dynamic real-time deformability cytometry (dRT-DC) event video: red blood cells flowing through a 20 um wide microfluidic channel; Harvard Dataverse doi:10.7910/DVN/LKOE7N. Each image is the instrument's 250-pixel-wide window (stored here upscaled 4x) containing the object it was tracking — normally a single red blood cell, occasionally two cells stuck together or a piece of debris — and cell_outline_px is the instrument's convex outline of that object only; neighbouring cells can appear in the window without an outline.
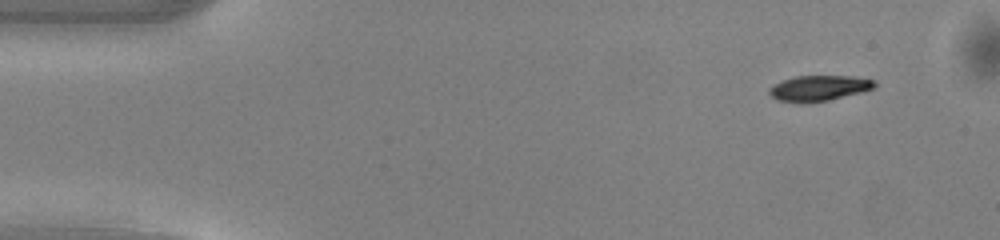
{"species": "common noctule bat (a hibernating species)", "species_latin": "Nyctalus noctula", "temperature_condition": "warm", "stored_images_in_passage": 47, "camera_frame_rate_fps": 3000, "um_per_image_px": 0.085, "animal": {"sex": "male", "body_mass_g": 13.0, "forearm_length_mm": 53.1}, "frame": {"image": 1, "passage_image": 1, "time_ms": 0.0, "image_size_px": [1000, 240], "cell_outline_px": [[876, 88], [828, 100], [796, 104], [776, 100], [768, 92], [768, 88], [772, 84], [780, 80], [796, 76], [852, 76], [876, 80]], "centroid_in_image_um": [69.55, 7.49], "position_along_channel_um": 15.4, "area_um2": 15.95}}
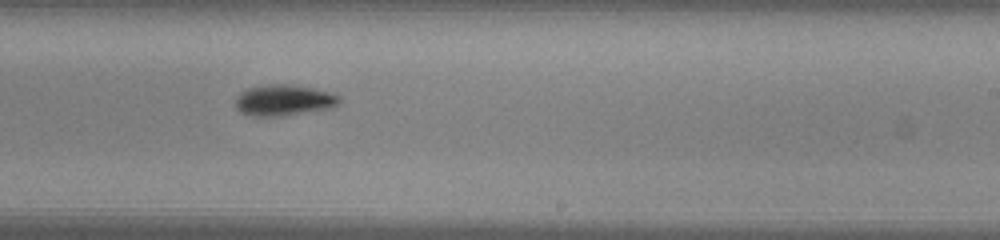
{"frame": {"image": 2, "passage_image": 27, "time_ms": 8.667, "image_size_px": [1000, 240], "cell_outline_px": [[340, 100], [336, 104], [328, 108], [276, 116], [256, 116], [240, 112], [236, 108], [236, 96], [248, 88], [264, 84], [288, 84], [312, 88], [332, 92], [340, 96]], "centroid_in_image_um": [24.09, 8.49], "position_along_channel_um": 264.9, "area_um2": 18.44}}
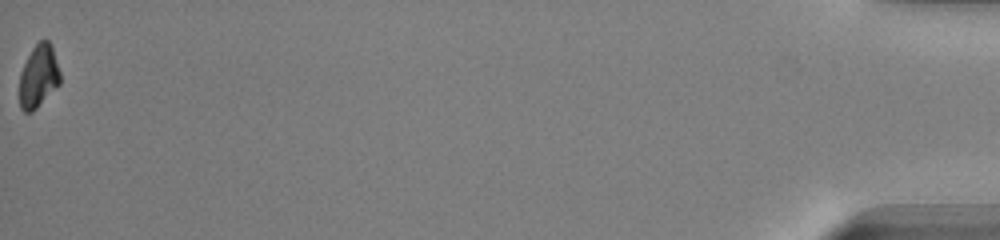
{"frame": {"image": 3, "passage_image": 47, "time_ms": 15.333, "image_size_px": [1000, 240], "cell_outline_px": [[60, 84], [32, 112], [24, 112], [20, 108], [20, 72], [32, 48], [44, 36], [52, 44], [60, 72]], "centroid_in_image_um": [3.29, 6.44], "position_along_channel_um": 431.9, "area_um2": 14.97}, "authors_computed_cell_mechanics": {"area_um2": 17.3978, "velocity_mm_per_s": 4.0994, "shape_relaxation_time_tau1_ms": 1.9361, "shape_relaxation_time_tau2_ms": null, "deformation_change_tau1": 0.1254, "deformation_change_tau2": null}}